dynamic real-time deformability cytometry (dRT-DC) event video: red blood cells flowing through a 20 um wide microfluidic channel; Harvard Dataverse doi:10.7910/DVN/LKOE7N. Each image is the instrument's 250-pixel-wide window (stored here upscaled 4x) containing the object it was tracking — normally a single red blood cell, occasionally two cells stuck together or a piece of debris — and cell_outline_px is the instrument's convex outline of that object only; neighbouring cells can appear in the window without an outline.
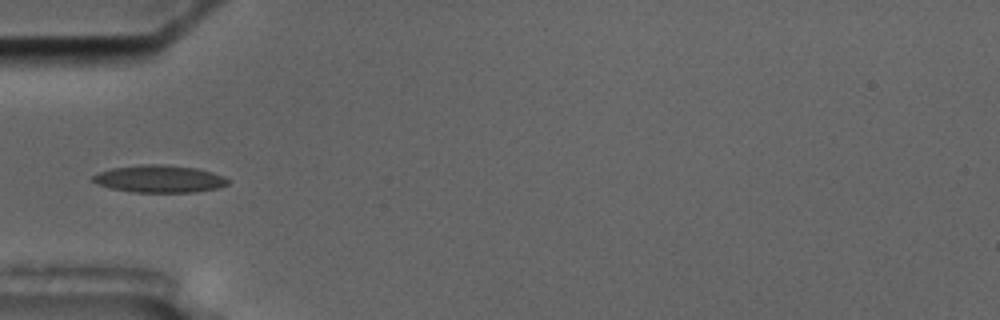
{"species": "common noctule bat (a hibernating species)", "species_latin": "Nyctalus noctula", "temperature_condition": "cold", "stored_images_in_passage": 6, "camera_frame_rate_fps": 3000, "um_per_image_px": 0.085, "animal": {"sex": "male", "body_mass_g": 17.5, "forearm_length_mm": 52.3}, "frame": {"image": 1, "passage_image": 5, "time_ms": 4.667, "image_size_px": [1000, 320], "cell_outline_px": [[228, 184], [216, 188], [196, 192], [132, 192], [112, 188], [96, 184], [92, 180], [92, 176], [96, 172], [112, 168], [140, 164], [160, 164], [196, 168], [212, 172], [224, 176], [228, 180]], "centroid_in_image_um": [13.51, 15.2], "position_along_channel_um": 71.5, "area_um2": 21.56}}